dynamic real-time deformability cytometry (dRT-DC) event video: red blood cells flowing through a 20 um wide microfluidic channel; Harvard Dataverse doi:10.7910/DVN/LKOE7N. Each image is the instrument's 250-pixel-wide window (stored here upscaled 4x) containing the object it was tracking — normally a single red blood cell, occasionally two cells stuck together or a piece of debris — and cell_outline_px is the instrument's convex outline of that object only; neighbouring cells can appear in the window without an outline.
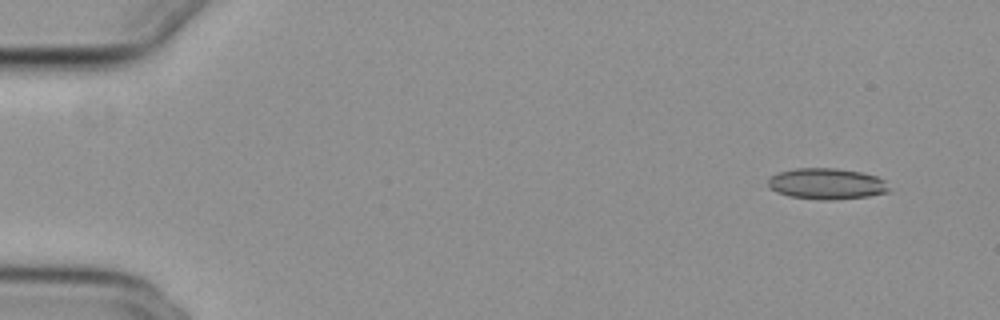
{"species": "common noctule bat (a hibernating species)", "species_latin": "Nyctalus noctula", "temperature_condition": "cold", "stored_images_in_passage": 10, "camera_frame_rate_fps": 3000, "um_per_image_px": 0.085, "animal": {"sex": "female", "body_mass_g": 29.2, "forearm_length_mm": 56.3}, "frame": {"image": 1, "passage_image": 1, "time_ms": 0.0, "image_size_px": [1000, 320], "cell_outline_px": [[892, 188], [888, 192], [868, 196], [832, 200], [820, 200], [788, 196], [768, 188], [768, 180], [772, 176], [780, 172], [796, 168], [836, 168], [860, 172], [876, 176], [884, 180]], "centroid_in_image_um": [70.29, 15.63], "position_along_channel_um": 14.7, "area_um2": 21.96}}